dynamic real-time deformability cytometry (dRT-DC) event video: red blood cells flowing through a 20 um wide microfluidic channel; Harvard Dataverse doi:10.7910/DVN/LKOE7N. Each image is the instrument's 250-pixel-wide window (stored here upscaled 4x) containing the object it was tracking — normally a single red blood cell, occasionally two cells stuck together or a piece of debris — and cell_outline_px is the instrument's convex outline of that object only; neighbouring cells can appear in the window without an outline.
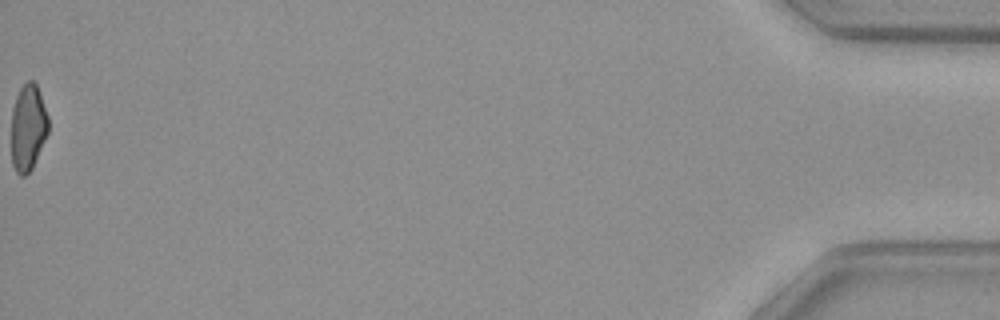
{"species": "common noctule bat (a hibernating species)", "species_latin": "Nyctalus noctula", "temperature_condition": "warm", "stored_images_in_passage": 36, "camera_frame_rate_fps": 3000, "um_per_image_px": 0.085, "animal": {"sex": "female", "body_mass_g": 29.2, "forearm_length_mm": 56.3}, "frame": {"image": 1, "passage_image": 36, "time_ms": 11.667, "image_size_px": [1000, 320], "cell_outline_px": [[48, 132], [32, 168], [24, 176], [20, 176], [16, 172], [12, 164], [12, 108], [16, 96], [20, 88], [28, 80], [32, 80], [36, 84], [40, 92], [48, 116]], "centroid_in_image_um": [2.38, 10.82], "position_along_channel_um": 432.8, "area_um2": 18.55}}